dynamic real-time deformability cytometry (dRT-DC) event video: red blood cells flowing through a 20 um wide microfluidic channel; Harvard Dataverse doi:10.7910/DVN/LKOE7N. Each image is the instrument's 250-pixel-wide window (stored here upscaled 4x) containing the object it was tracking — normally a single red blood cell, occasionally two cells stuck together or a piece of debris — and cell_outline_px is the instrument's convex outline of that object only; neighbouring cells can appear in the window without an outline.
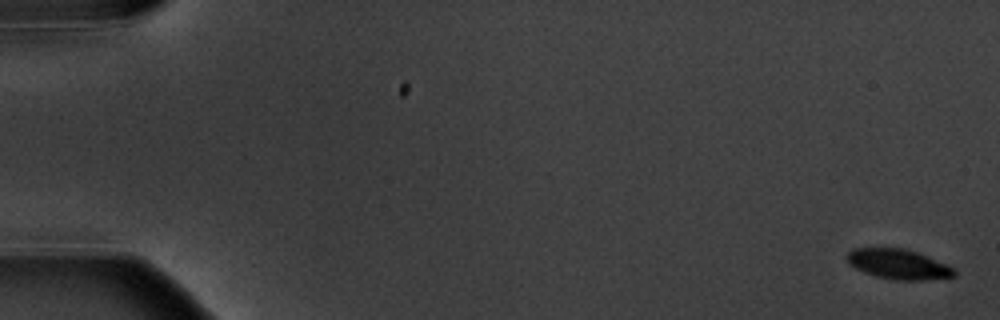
{"species": "common noctule bat (a hibernating species)", "species_latin": "Nyctalus noctula", "temperature_condition": "warm", "stored_images_in_passage": 6, "camera_frame_rate_fps": 3000, "um_per_image_px": 0.085, "animal": {"sex": "male", "body_mass_g": 20.1, "forearm_length_mm": 53.5}, "frame": {"image": 1, "passage_image": 1, "time_ms": 0.0, "image_size_px": [1000, 320], "cell_outline_px": [[956, 276], [924, 280], [892, 280], [876, 276], [864, 272], [848, 264], [848, 252], [852, 248], [904, 248], [916, 252], [956, 268]], "centroid_in_image_um": [76.37, 22.46], "position_along_channel_um": 8.6, "area_um2": 18.67}}
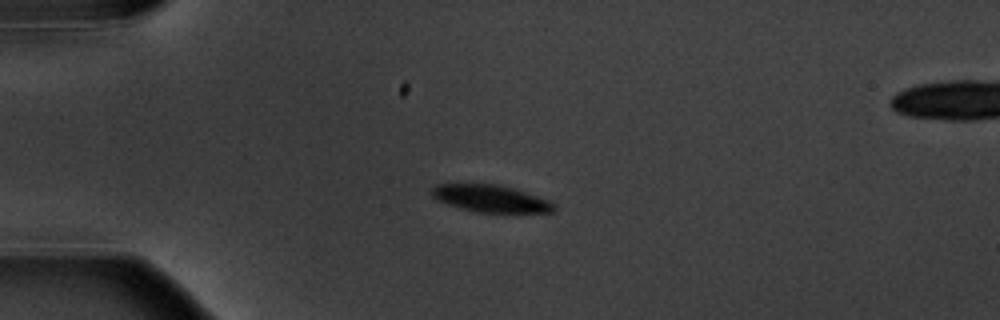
{"frame": {"image": 2, "passage_image": 5, "time_ms": 4.667, "image_size_px": [1000, 320], "cell_outline_px": [[556, 208], [552, 212], [472, 212], [436, 200], [432, 196], [432, 188], [436, 184], [500, 184], [516, 188], [548, 200]], "centroid_in_image_um": [41.68, 16.87], "position_along_channel_um": 43.3, "area_um2": 19.31}}